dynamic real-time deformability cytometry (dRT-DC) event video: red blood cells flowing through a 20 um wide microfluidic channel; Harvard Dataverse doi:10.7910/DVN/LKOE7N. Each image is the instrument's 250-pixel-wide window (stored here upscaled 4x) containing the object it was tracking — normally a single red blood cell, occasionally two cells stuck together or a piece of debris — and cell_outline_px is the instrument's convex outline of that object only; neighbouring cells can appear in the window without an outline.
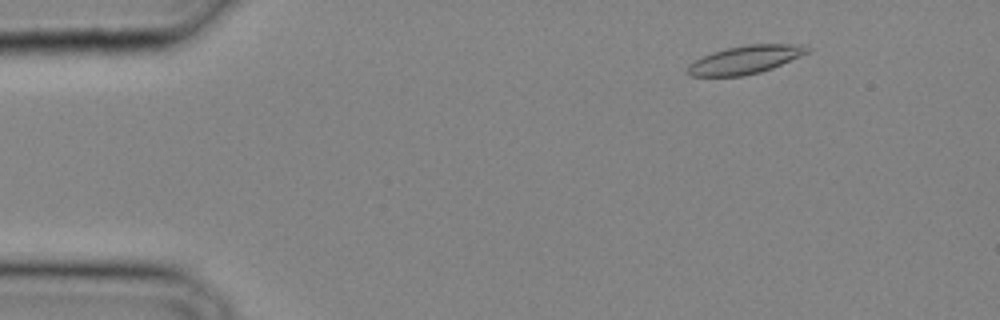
{"species": "common noctule bat (a hibernating species)", "species_latin": "Nyctalus noctula", "temperature_condition": "cold", "stored_images_in_passage": 9, "camera_frame_rate_fps": 3000, "um_per_image_px": 0.085, "animal": {"sex": "male", "body_mass_g": 20.4}, "frame": {"image": 1, "passage_image": 1, "time_ms": 0.0, "image_size_px": [1000, 320], "cell_outline_px": [[812, 48], [808, 52], [800, 56], [772, 68], [760, 72], [740, 76], [692, 76], [688, 72], [688, 64], [692, 60], [712, 52], [728, 48], [748, 44], [800, 44]], "centroid_in_image_um": [63.33, 5.06], "position_along_channel_um": 21.7, "area_um2": 19.54}}
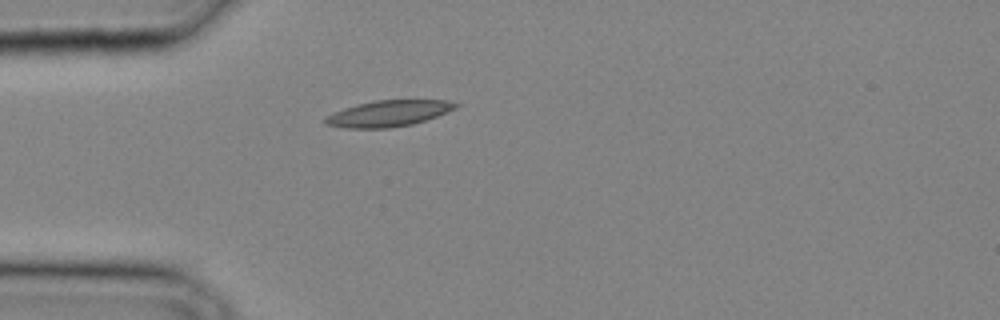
{"frame": {"image": 2, "passage_image": 6, "time_ms": 1.667, "image_size_px": [1000, 320], "cell_outline_px": [[460, 104], [456, 108], [436, 116], [412, 124], [388, 128], [344, 128], [324, 124], [324, 120], [328, 116], [344, 108], [356, 104], [376, 100], [448, 100]], "centroid_in_image_um": [33.02, 9.64], "position_along_channel_um": 52.0, "area_um2": 19.65}}